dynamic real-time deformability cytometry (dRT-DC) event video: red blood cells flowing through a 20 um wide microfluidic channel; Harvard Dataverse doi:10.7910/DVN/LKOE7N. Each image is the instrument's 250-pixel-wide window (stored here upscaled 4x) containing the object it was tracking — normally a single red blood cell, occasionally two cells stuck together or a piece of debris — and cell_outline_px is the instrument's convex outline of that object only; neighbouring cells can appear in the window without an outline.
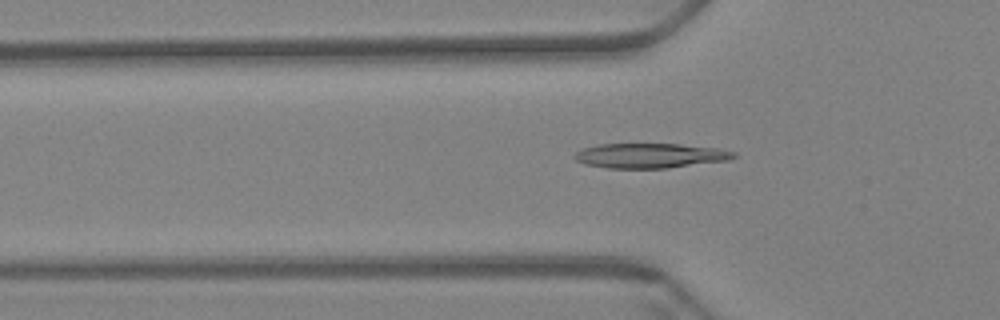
{"species": "Egyptian fruit bat (a non-hibernating species)", "species_latin": "Rousettus aegyptiacus", "temperature_condition": "warm", "stored_images_in_passage": 55, "camera_frame_rate_fps": 3000, "um_per_image_px": 0.085, "animal": {"sex": "female"}, "frame": {"image": 1, "passage_image": 17, "time_ms": 5.333, "image_size_px": [1000, 320], "cell_outline_px": [[736, 156], [728, 160], [668, 168], [608, 168], [584, 164], [576, 160], [572, 156], [580, 148], [600, 144], [680, 144], [720, 148], [736, 152]], "centroid_in_image_um": [55.24, 13.22], "position_along_channel_um": 70.6, "area_um2": 23.12}}
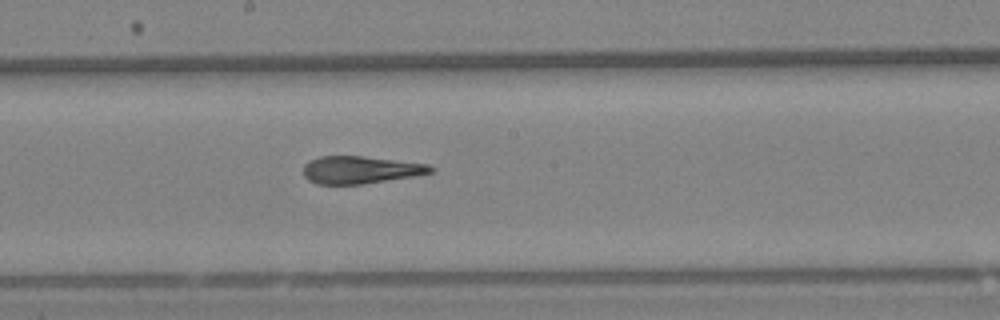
{"frame": {"image": 2, "passage_image": 30, "time_ms": 9.667, "image_size_px": [1000, 320], "cell_outline_px": [[436, 168], [432, 172], [412, 176], [364, 184], [316, 184], [308, 180], [304, 176], [304, 164], [320, 156], [364, 156], [428, 164]], "centroid_in_image_um": [30.63, 14.44], "position_along_channel_um": 217.6, "area_um2": 20.29}}
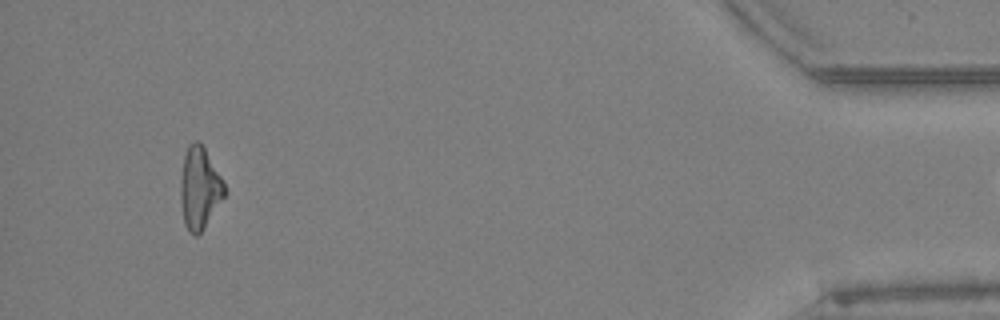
{"frame": {"image": 3, "passage_image": 54, "time_ms": 17.667, "image_size_px": [1000, 320], "cell_outline_px": [[224, 196], [204, 228], [196, 236], [188, 232], [184, 224], [180, 200], [180, 184], [184, 156], [188, 144], [196, 140], [200, 140], [224, 180]], "centroid_in_image_um": [16.95, 15.97], "position_along_channel_um": 418.3, "area_um2": 21.04}}